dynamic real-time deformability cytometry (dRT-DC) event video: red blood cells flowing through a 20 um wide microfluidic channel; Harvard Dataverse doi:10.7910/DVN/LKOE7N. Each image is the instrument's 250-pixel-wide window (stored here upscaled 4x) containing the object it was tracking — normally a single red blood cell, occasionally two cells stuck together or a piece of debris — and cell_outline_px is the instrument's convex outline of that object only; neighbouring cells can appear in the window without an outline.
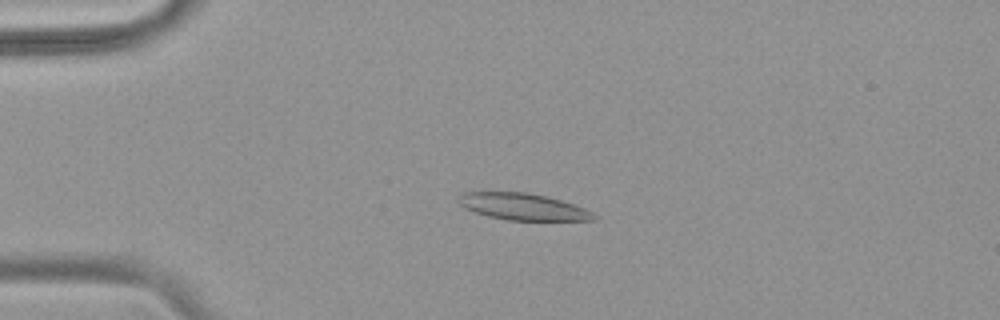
{"species": "common noctule bat (a hibernating species)", "species_latin": "Nyctalus noctula", "temperature_condition": "warm", "stored_images_in_passage": 54, "camera_frame_rate_fps": 3000, "um_per_image_px": 0.085, "animal": {"sex": "female", "body_mass_g": 18.4}, "frame": {"image": 1, "passage_image": 13, "time_ms": 4.0, "image_size_px": [1000, 320], "cell_outline_px": [[600, 216], [596, 220], [508, 220], [488, 216], [464, 208], [456, 200], [460, 192], [524, 192], [548, 196], [584, 208]], "centroid_in_image_um": [44.44, 17.56], "position_along_channel_um": 40.6, "area_um2": 21.1}}
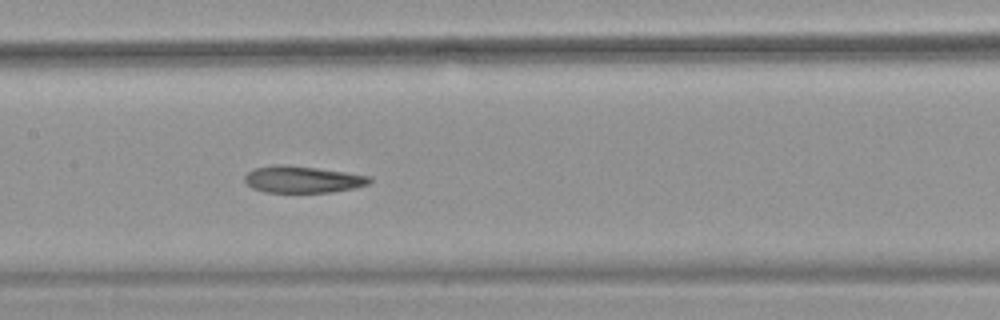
{"frame": {"image": 2, "passage_image": 27, "time_ms": 8.667, "image_size_px": [1000, 320], "cell_outline_px": [[372, 180], [368, 184], [356, 188], [332, 192], [264, 192], [252, 188], [244, 180], [244, 176], [248, 172], [256, 168], [276, 164], [284, 164], [316, 168], [372, 176]], "centroid_in_image_um": [25.73, 15.25], "position_along_channel_um": 181.7, "area_um2": 19.48}}
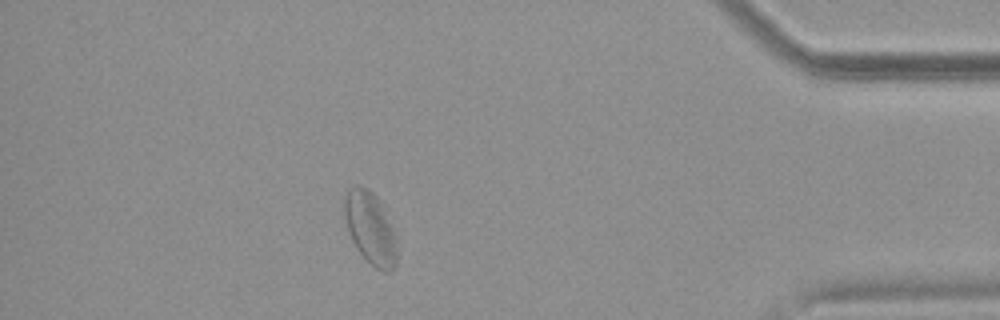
{"frame": {"image": 3, "passage_image": 48, "time_ms": 15.667, "image_size_px": [1000, 320], "cell_outline_px": [[396, 264], [388, 272], [384, 272], [376, 268], [356, 248], [352, 240], [344, 216], [344, 196], [356, 184], [360, 184], [368, 188], [380, 200], [392, 228], [396, 244]], "centroid_in_image_um": [31.46, 19.35], "position_along_channel_um": 403.7, "area_um2": 21.73}, "authors_computed_cell_mechanics": {"area_um2": 21.4149, "velocity_mm_per_s": 3.7418, "shape_relaxation_time_tau1_ms": null, "shape_relaxation_time_tau2_ms": 2.2252, "deformation_change_tau1": null, "deformation_change_tau2": 0.0877}}